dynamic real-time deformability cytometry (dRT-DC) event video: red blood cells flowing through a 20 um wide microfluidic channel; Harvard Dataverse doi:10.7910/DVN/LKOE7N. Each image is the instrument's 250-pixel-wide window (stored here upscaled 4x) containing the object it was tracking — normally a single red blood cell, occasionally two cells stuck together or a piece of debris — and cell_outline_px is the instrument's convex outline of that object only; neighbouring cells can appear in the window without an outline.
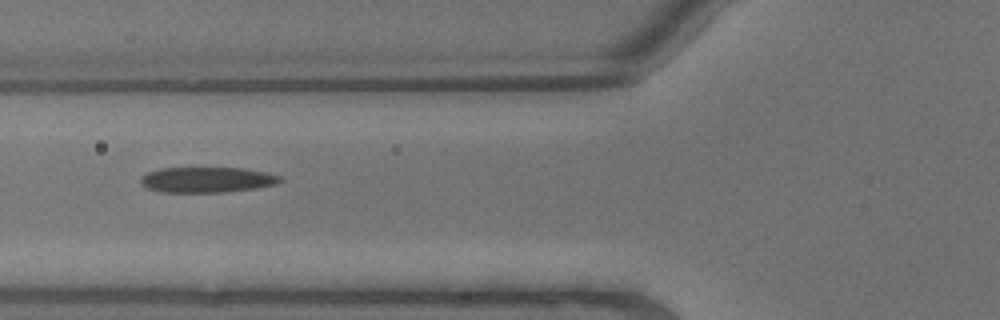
{"species": "common noctule bat (a hibernating species)", "species_latin": "Nyctalus noctula", "temperature_condition": "warm", "stored_images_in_passage": 5, "camera_frame_rate_fps": 3000, "um_per_image_px": 0.085, "animal": {"sex": "male", "body_mass_g": 13.3}, "frame": {"image": 1, "passage_image": 3, "time_ms": 0.667, "image_size_px": [1000, 320], "cell_outline_px": [[284, 180], [276, 184], [256, 188], [224, 192], [160, 192], [148, 188], [140, 184], [140, 180], [148, 172], [160, 168], [244, 168], [264, 172], [280, 176]], "centroid_in_image_um": [17.6, 15.28], "position_along_channel_um": 108.2, "area_um2": 20.63}}
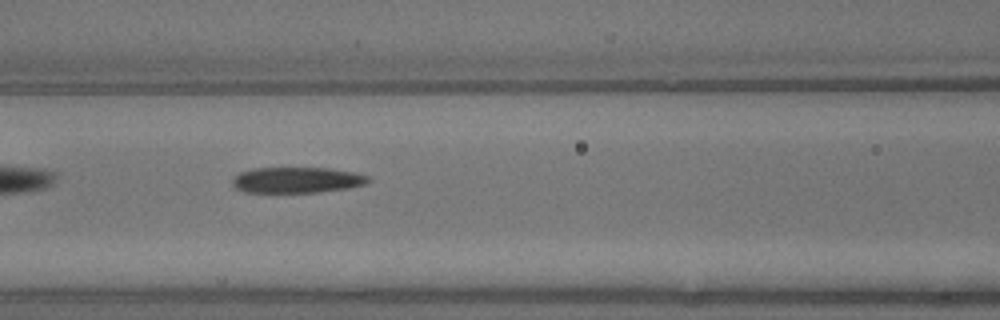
{"frame": {"image": 2, "passage_image": 4, "time_ms": 1.0, "image_size_px": [1000, 320], "cell_outline_px": [[368, 180], [364, 184], [348, 188], [320, 192], [244, 192], [236, 188], [232, 184], [232, 180], [240, 172], [256, 168], [328, 168], [352, 172], [368, 176]], "centroid_in_image_um": [25.2, 15.3], "position_along_channel_um": 141.4, "area_um2": 20.17}}